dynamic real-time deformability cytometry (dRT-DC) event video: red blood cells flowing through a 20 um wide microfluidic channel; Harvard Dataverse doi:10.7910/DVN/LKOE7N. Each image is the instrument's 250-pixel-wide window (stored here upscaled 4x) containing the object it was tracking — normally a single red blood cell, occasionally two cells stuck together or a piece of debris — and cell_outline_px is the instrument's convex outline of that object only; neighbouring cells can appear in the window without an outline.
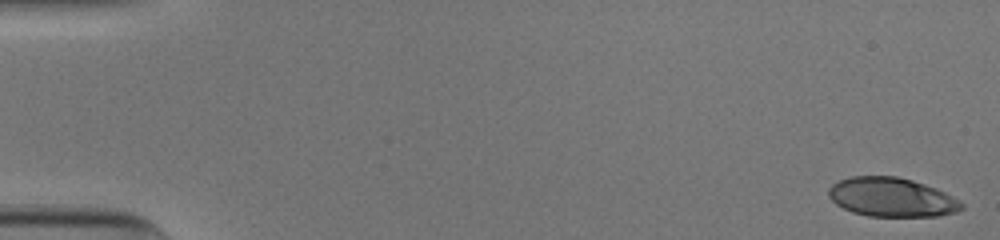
{"species": "human", "species_latin": "Homo sapiens", "temperature_condition": "cold", "stored_images_in_passage": 52, "camera_frame_rate_fps": 3000, "um_per_image_px": 0.085, "donor": {"sex": "male"}, "frame": {"image": 1, "passage_image": 1, "time_ms": 0.0, "image_size_px": [1000, 240], "cell_outline_px": [[964, 208], [956, 212], [936, 216], [868, 216], [852, 212], [836, 204], [828, 196], [828, 188], [832, 184], [840, 180], [852, 176], [896, 176], [912, 180], [936, 188], [960, 200], [964, 204]], "centroid_in_image_um": [75.79, 16.76], "position_along_channel_um": 9.2, "area_um2": 30.29}}
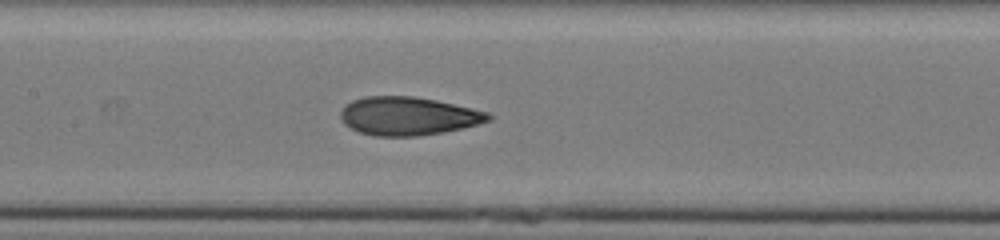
{"frame": {"image": 2, "passage_image": 26, "time_ms": 8.333, "image_size_px": [1000, 240], "cell_outline_px": [[492, 120], [464, 128], [444, 132], [416, 136], [376, 136], [360, 132], [344, 124], [340, 116], [340, 112], [344, 104], [352, 100], [364, 96], [412, 96], [436, 100], [472, 108], [488, 112], [492, 116]], "centroid_in_image_um": [34.69, 9.86], "position_along_channel_um": 172.7, "area_um2": 33.18}}
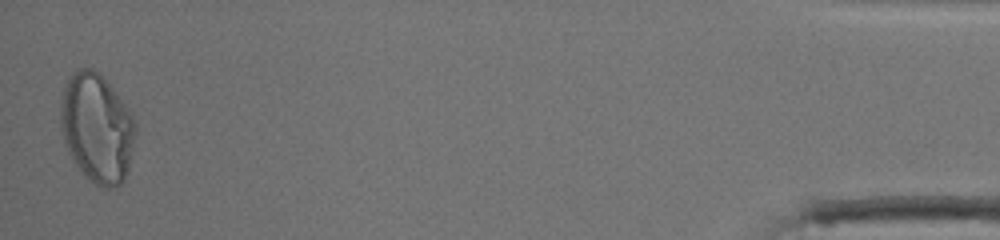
{"frame": {"image": 3, "passage_image": 52, "time_ms": 17.0, "image_size_px": [1000, 240], "cell_outline_px": [[136, 132], [128, 172], [124, 180], [120, 184], [112, 188], [104, 188], [96, 184], [84, 176], [68, 152], [60, 128], [60, 100], [64, 84], [68, 76], [72, 72], [80, 68], [92, 68], [108, 80], [132, 116], [136, 124]], "centroid_in_image_um": [8.22, 10.86], "position_along_channel_um": 427.0, "area_um2": 48.09}, "authors_computed_cell_mechanics": {"area_um2": 32.8882, "velocity_mm_per_s": 3.9024, "shape_relaxation_time_tau1_ms": 7.3976, "shape_relaxation_time_tau2_ms": 1.2412, "deformation_change_tau1": 0.2362, "deformation_change_tau2": 0.0747}}